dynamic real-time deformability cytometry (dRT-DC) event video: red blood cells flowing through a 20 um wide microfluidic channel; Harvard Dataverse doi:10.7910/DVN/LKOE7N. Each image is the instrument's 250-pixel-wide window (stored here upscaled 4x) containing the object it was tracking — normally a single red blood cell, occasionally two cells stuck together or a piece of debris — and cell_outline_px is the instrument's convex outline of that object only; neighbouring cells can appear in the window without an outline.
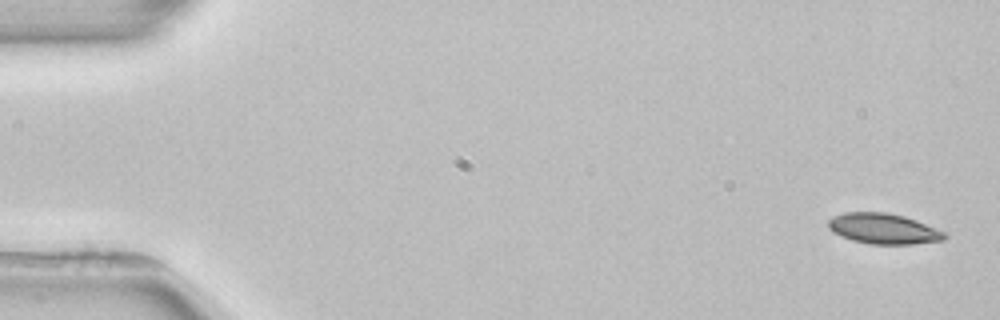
{"species": "common noctule bat (a hibernating species)", "species_latin": "Nyctalus noctula", "temperature_condition": "room temperature", "stored_images_in_passage": 5, "camera_frame_rate_fps": 3000, "um_per_image_px": 0.085, "animal": {"sex": "female", "body_mass_g": 22.7, "forearm_length_mm": 54.2}, "frame": {"image": 1, "passage_image": 5, "time_ms": 6.0, "image_size_px": [1000, 320], "cell_outline_px": [[948, 236], [944, 240], [912, 244], [868, 244], [852, 240], [832, 232], [828, 228], [828, 220], [844, 212], [888, 212], [904, 216], [916, 220], [944, 232]], "centroid_in_image_um": [75.09, 19.44], "position_along_channel_um": 9.9, "area_um2": 20.63}}